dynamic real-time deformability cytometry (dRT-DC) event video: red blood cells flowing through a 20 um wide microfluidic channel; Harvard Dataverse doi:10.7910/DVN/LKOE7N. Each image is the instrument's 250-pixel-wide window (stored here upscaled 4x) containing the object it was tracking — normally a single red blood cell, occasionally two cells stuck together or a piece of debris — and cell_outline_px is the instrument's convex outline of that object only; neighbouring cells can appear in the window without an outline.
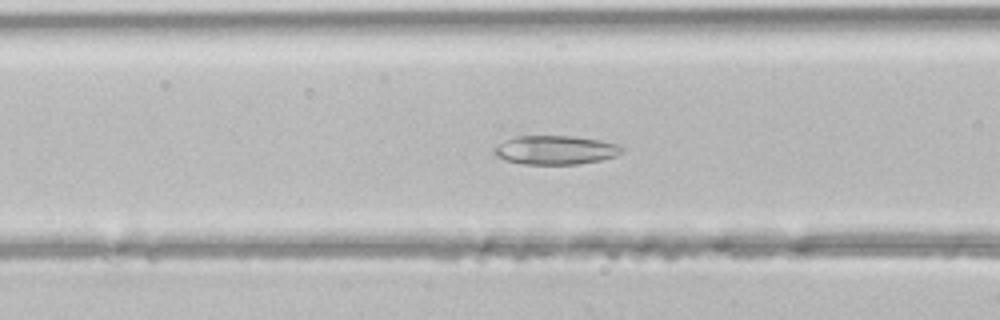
{"species": "common noctule bat (a hibernating species)", "species_latin": "Nyctalus noctula", "temperature_condition": "room temperature", "stored_images_in_passage": 33, "camera_frame_rate_fps": 3000, "um_per_image_px": 0.085, "animal": {"sex": "male", "body_mass_g": 21.5, "forearm_length_mm": 52.0}, "frame": {"image": 1, "passage_image": 4, "time_ms": 1.0, "image_size_px": [1000, 320], "cell_outline_px": [[624, 152], [616, 156], [600, 160], [576, 164], [524, 164], [504, 160], [496, 156], [492, 152], [492, 148], [496, 144], [504, 140], [516, 136], [576, 136], [600, 140], [620, 144], [624, 148]], "centroid_in_image_um": [47.2, 12.74], "position_along_channel_um": 119.4, "area_um2": 21.85}}
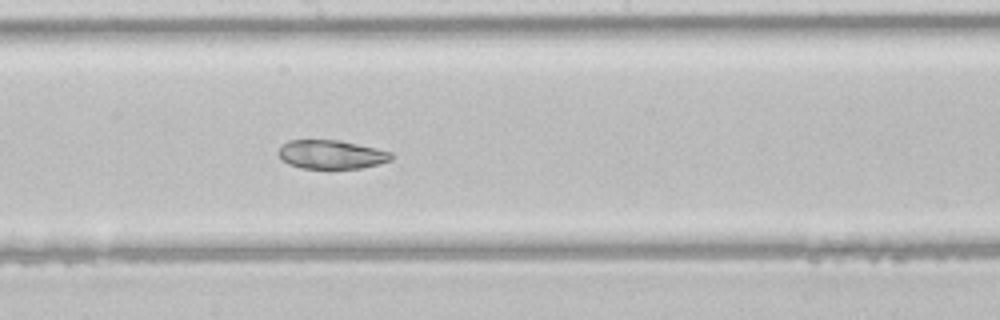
{"frame": {"image": 2, "passage_image": 11, "time_ms": 3.333, "image_size_px": [1000, 320], "cell_outline_px": [[392, 160], [380, 164], [360, 168], [300, 168], [288, 164], [280, 160], [280, 144], [288, 140], [340, 140], [376, 148], [392, 152]], "centroid_in_image_um": [28.16, 13.13], "position_along_channel_um": 220.0, "area_um2": 19.02}}
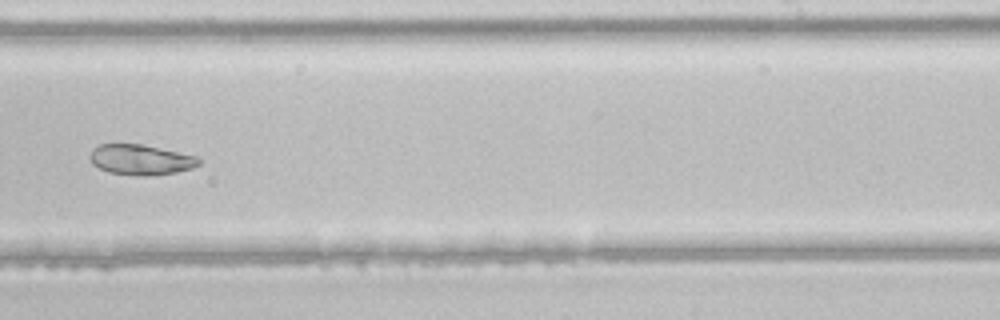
{"frame": {"image": 3, "passage_image": 15, "time_ms": 4.667, "image_size_px": [1000, 320], "cell_outline_px": [[200, 164], [192, 168], [176, 172], [156, 176], [144, 176], [108, 172], [92, 164], [88, 156], [92, 148], [100, 144], [140, 144], [200, 156]], "centroid_in_image_um": [11.97, 13.57], "position_along_channel_um": 277.0, "area_um2": 19.48}}